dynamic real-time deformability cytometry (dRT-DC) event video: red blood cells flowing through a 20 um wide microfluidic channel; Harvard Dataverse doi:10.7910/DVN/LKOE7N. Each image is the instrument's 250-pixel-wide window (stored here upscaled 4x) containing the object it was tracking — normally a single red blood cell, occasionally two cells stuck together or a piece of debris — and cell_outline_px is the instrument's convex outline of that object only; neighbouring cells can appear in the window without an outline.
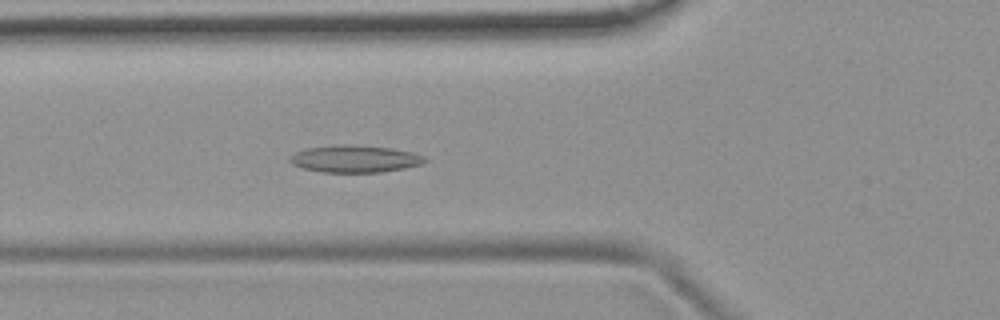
{"species": "common noctule bat (a hibernating species)", "species_latin": "Nyctalus noctula", "temperature_condition": "room temperature", "stored_images_in_passage": 43, "camera_frame_rate_fps": 3000, "um_per_image_px": 0.085, "animal": {"sex": "female", "body_mass_g": 19.9}, "frame": {"image": 1, "passage_image": 9, "time_ms": 2.667, "image_size_px": [1000, 320], "cell_outline_px": [[428, 160], [420, 164], [404, 168], [380, 172], [320, 172], [300, 168], [292, 164], [288, 160], [288, 156], [304, 148], [332, 144], [348, 144], [392, 148], [412, 152], [424, 156]], "centroid_in_image_um": [30.08, 13.49], "position_along_channel_um": 95.7, "area_um2": 21.68}}
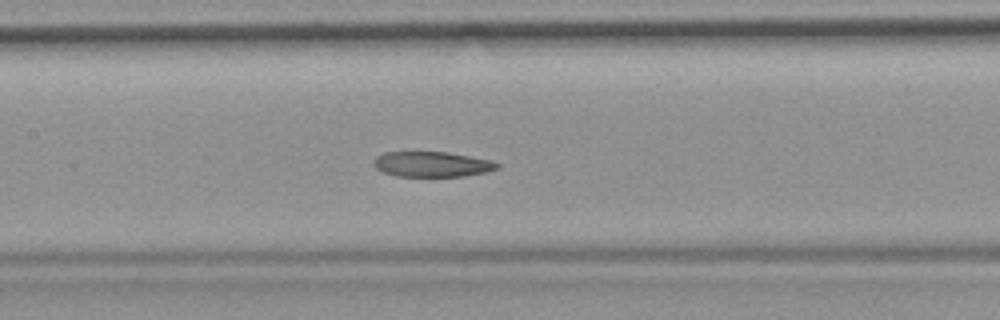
{"frame": {"image": 2, "passage_image": 15, "time_ms": 4.667, "image_size_px": [1000, 320], "cell_outline_px": [[500, 168], [484, 172], [464, 176], [396, 176], [384, 172], [376, 168], [372, 164], [376, 156], [384, 152], [448, 152], [492, 160], [500, 164]], "centroid_in_image_um": [36.72, 13.95], "position_along_channel_um": 170.7, "area_um2": 18.21}}
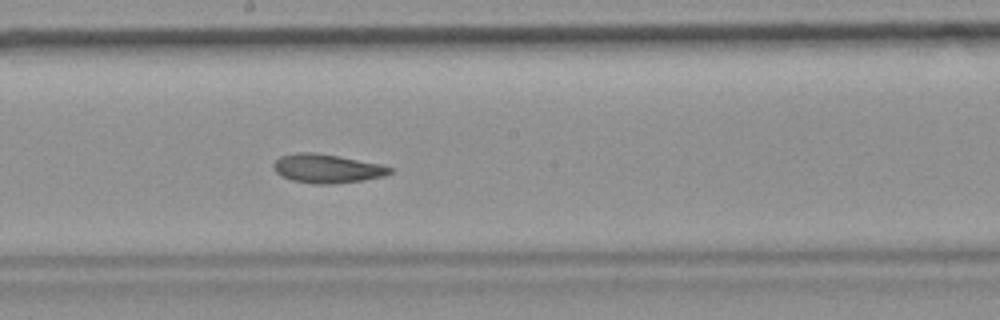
{"frame": {"image": 3, "passage_image": 19, "time_ms": 6.0, "image_size_px": [1000, 320], "cell_outline_px": [[396, 168], [392, 172], [384, 176], [364, 180], [332, 184], [312, 184], [292, 180], [280, 176], [272, 168], [272, 164], [280, 156], [296, 152], [312, 152], [340, 156], [380, 164]], "centroid_in_image_um": [27.79, 14.33], "position_along_channel_um": 220.4, "area_um2": 19.83}, "authors_computed_cell_mechanics": {"area_um2": 20.3456, "velocity_mm_per_s": 3.7454, "shape_relaxation_time_tau1_ms": null, "shape_relaxation_time_tau2_ms": 5.1131, "deformation_change_tau1": null, "deformation_change_tau2": 0.1212}}